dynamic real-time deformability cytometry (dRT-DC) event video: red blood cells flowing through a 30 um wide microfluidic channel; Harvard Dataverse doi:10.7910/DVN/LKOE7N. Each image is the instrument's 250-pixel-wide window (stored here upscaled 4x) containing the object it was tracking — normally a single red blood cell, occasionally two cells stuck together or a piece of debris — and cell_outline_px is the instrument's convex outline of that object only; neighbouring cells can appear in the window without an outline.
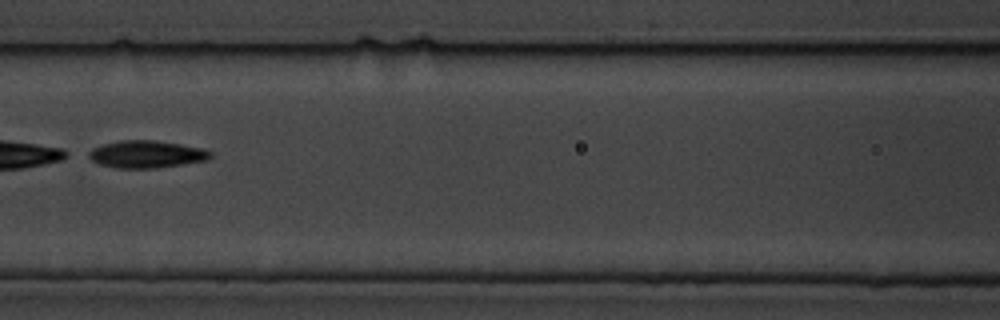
{"species": "common noctule bat (a hibernating species)", "species_latin": "Nyctalus noctula", "temperature_condition": "cold", "stored_images_in_passage": 6, "camera_frame_rate_fps": 3000, "um_per_image_px": 0.085, "animal": {"sex": "male", "body_mass_g": 19.5, "forearm_length_mm": 54.6}, "frame": {"image": 1, "passage_image": 4, "time_ms": 3.333, "image_size_px": [1000, 320], "cell_outline_px": [[212, 156], [208, 160], [184, 164], [156, 168], [116, 168], [100, 164], [92, 160], [84, 152], [92, 148], [104, 144], [120, 140], [156, 140], [204, 148], [212, 152]], "centroid_in_image_um": [12.45, 13.11], "position_along_channel_um": 154.2, "area_um2": 19.59}}
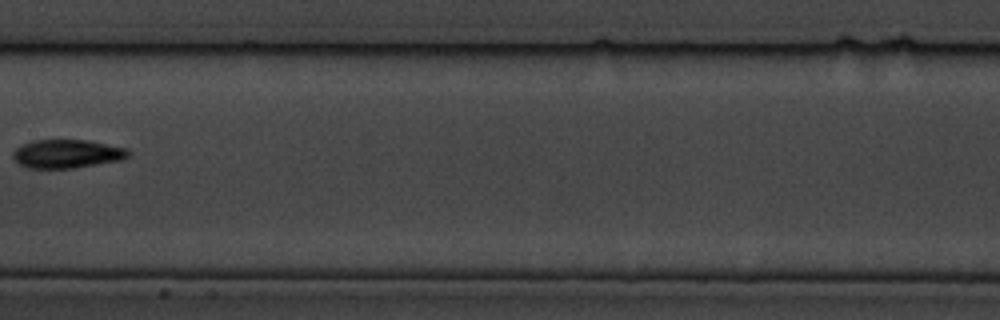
{"frame": {"image": 2, "passage_image": 5, "time_ms": 4.667, "image_size_px": [1000, 320], "cell_outline_px": [[132, 152], [128, 156], [120, 160], [72, 168], [28, 168], [20, 164], [12, 156], [12, 152], [16, 148], [32, 140], [84, 140], [124, 148]], "centroid_in_image_um": [5.65, 13.07], "position_along_channel_um": 201.7, "area_um2": 18.84}}
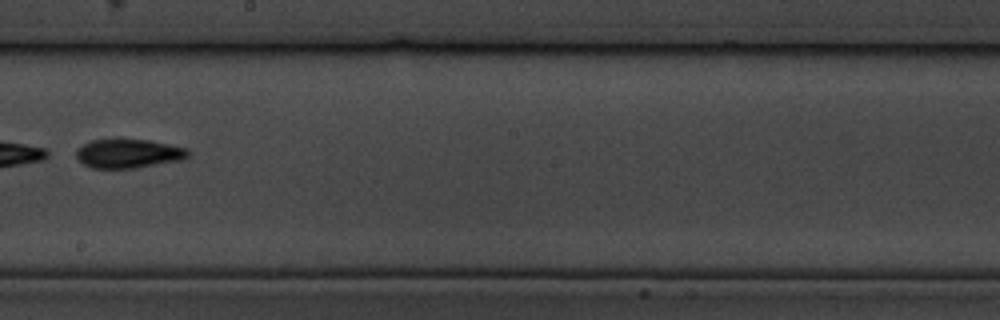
{"frame": {"image": 3, "passage_image": 6, "time_ms": 5.667, "image_size_px": [1000, 320], "cell_outline_px": [[188, 156], [184, 160], [136, 168], [92, 168], [84, 164], [76, 156], [76, 148], [92, 140], [148, 140], [188, 148]], "centroid_in_image_um": [10.94, 13.06], "position_along_channel_um": 237.3, "area_um2": 18.79}}